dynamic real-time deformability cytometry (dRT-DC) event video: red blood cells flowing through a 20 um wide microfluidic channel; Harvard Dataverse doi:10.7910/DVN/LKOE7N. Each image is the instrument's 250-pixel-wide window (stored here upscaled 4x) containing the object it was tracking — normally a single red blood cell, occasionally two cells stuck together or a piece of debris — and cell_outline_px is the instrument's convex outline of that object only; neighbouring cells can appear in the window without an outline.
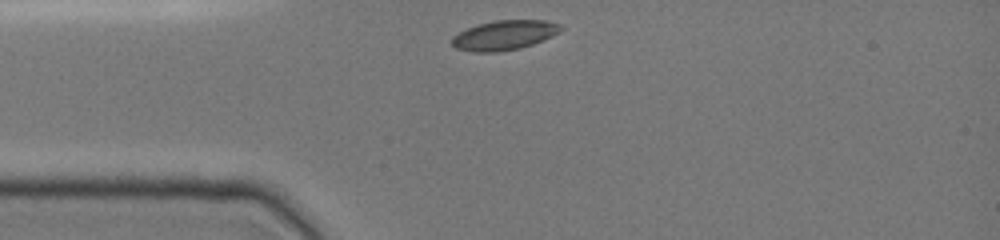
{"species": "common noctule bat (a hibernating species)", "species_latin": "Nyctalus noctula", "temperature_condition": "cold", "stored_images_in_passage": 45, "camera_frame_rate_fps": 3000, "um_per_image_px": 0.085, "animal": {"sex": "female", "body_mass_g": 19.0, "forearm_length_mm": 51.5}, "frame": {"image": 1, "passage_image": 1, "time_ms": 0.0, "image_size_px": [1000, 240], "cell_outline_px": [[564, 28], [560, 32], [544, 40], [520, 48], [500, 52], [472, 52], [456, 48], [452, 44], [452, 36], [476, 24], [496, 20], [544, 20], [560, 24]], "centroid_in_image_um": [42.88, 2.99], "position_along_channel_um": 42.1, "area_um2": 18.9}}
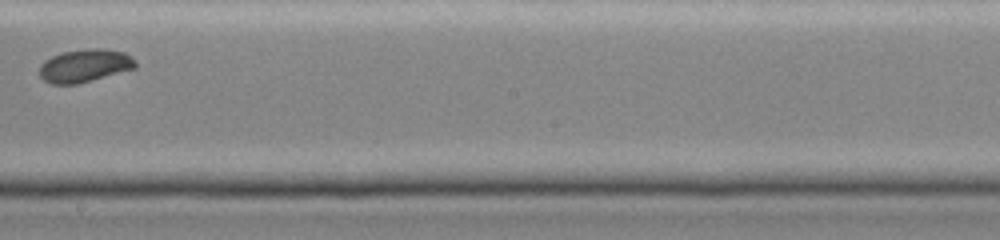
{"frame": {"image": 2, "passage_image": 23, "time_ms": 5.333, "image_size_px": [1000, 240], "cell_outline_px": [[136, 68], [92, 80], [76, 84], [52, 84], [44, 80], [40, 76], [40, 64], [44, 60], [60, 52], [88, 48], [100, 48], [124, 52], [132, 56], [136, 60]], "centroid_in_image_um": [7.21, 5.57], "position_along_channel_um": 241.0, "area_um2": 18.55}}
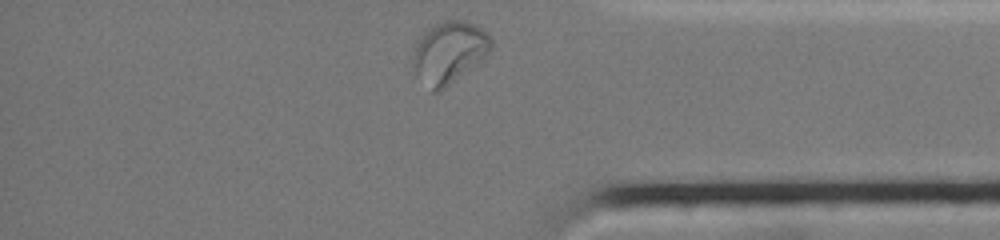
{"frame": {"image": 3, "passage_image": 44, "time_ms": 9.333, "image_size_px": [1000, 240], "cell_outline_px": [[492, 48], [480, 60], [444, 88], [436, 92], [432, 92], [416, 72], [412, 64], [412, 60], [416, 48], [424, 32], [428, 28], [444, 20], [460, 20], [476, 24], [488, 32], [492, 36]], "centroid_in_image_um": [38.21, 4.41], "position_along_channel_um": 397.0, "area_um2": 27.46}, "authors_computed_cell_mechanics": {"area_um2": 19.074, "velocity_mm_per_s": 4.0027, "shape_relaxation_time_tau1_ms": 4.6011, "shape_relaxation_time_tau2_ms": null, "deformation_change_tau1": 0.1225, "deformation_change_tau2": null}}